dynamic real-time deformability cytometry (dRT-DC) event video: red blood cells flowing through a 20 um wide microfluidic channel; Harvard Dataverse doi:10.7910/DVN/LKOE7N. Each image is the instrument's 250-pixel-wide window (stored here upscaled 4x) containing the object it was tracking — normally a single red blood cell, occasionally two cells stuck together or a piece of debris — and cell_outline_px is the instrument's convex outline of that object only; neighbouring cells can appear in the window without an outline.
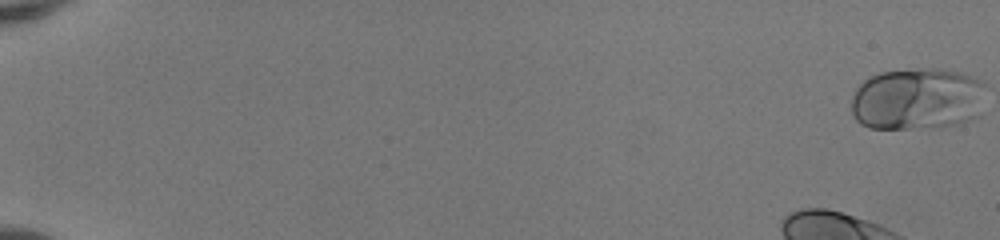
{"species": "human", "species_latin": "Homo sapiens", "temperature_condition": "room temperature", "stored_images_in_passage": 51, "camera_frame_rate_fps": 3000, "um_per_image_px": 0.085, "donor": {"sex": "female"}, "frame": {"image": 1, "passage_image": 1, "time_ms": 0.0, "image_size_px": [1000, 240], "cell_outline_px": [[984, 84], [980, 116], [960, 124], [940, 128], [868, 128], [860, 124], [852, 116], [852, 96], [856, 88], [864, 80], [880, 72], [920, 68], [932, 68], [960, 72], [984, 80]], "centroid_in_image_um": [77.99, 8.42], "position_along_channel_um": 7.0, "area_um2": 49.48}}
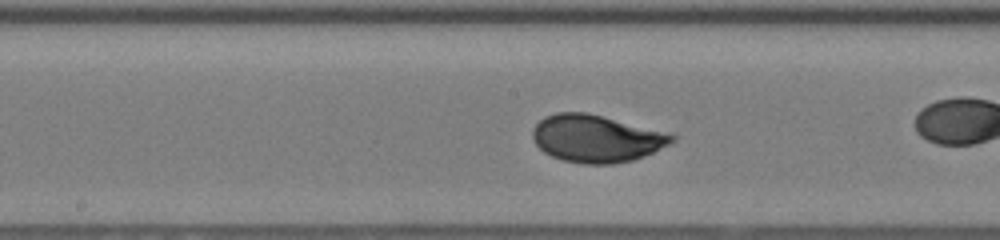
{"frame": {"image": 2, "passage_image": 28, "time_ms": 9.0, "image_size_px": [1000, 240], "cell_outline_px": [[676, 140], [644, 156], [632, 160], [612, 164], [584, 164], [564, 160], [552, 156], [544, 152], [532, 140], [532, 128], [544, 116], [556, 112], [584, 112], [600, 116], [676, 136]], "centroid_in_image_um": [50.59, 11.78], "position_along_channel_um": 197.6, "area_um2": 37.69}}
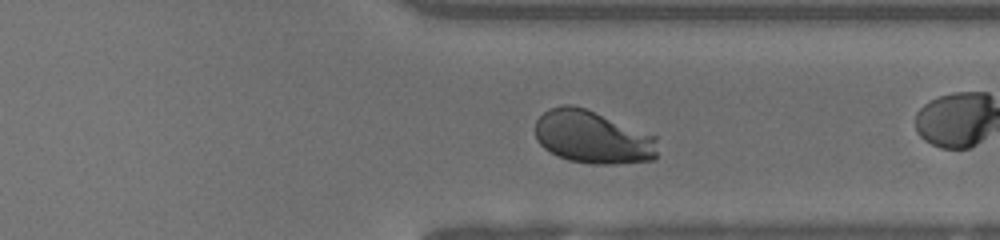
{"frame": {"image": 3, "passage_image": 40, "time_ms": 13.0, "image_size_px": [1000, 240], "cell_outline_px": [[656, 160], [616, 164], [592, 164], [568, 160], [556, 156], [544, 148], [536, 140], [536, 120], [544, 112], [552, 108], [564, 104], [572, 104], [584, 108], [656, 136]], "centroid_in_image_um": [50.36, 11.68], "position_along_channel_um": 361.0, "area_um2": 37.63}, "authors_computed_cell_mechanics": {"area_um2": 37.9746, "velocity_mm_per_s": 4.0916, "shape_relaxation_time_tau1_ms": 2.2088, "shape_relaxation_time_tau2_ms": null, "deformation_change_tau1": 0.1402, "deformation_change_tau2": null}}